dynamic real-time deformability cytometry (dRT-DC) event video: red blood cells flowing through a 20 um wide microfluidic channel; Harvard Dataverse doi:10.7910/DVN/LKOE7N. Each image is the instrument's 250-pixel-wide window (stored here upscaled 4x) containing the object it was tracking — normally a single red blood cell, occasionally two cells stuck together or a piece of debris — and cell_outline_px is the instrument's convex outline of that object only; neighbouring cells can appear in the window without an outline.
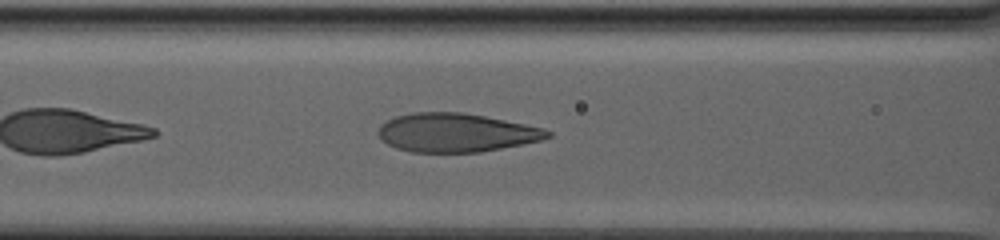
{"species": "human", "species_latin": "Homo sapiens", "temperature_condition": "warm", "stored_images_in_passage": 57, "camera_frame_rate_fps": 3000, "um_per_image_px": 0.085, "donor": {"sex": "male"}, "frame": {"image": 1, "passage_image": 10, "time_ms": 3.0, "image_size_px": [1000, 240], "cell_outline_px": [[552, 136], [540, 140], [524, 144], [480, 152], [412, 152], [396, 148], [388, 144], [376, 132], [380, 124], [396, 116], [412, 112], [464, 112], [544, 128], [552, 132]], "centroid_in_image_um": [38.76, 11.27], "position_along_channel_um": 127.8, "area_um2": 38.15}}
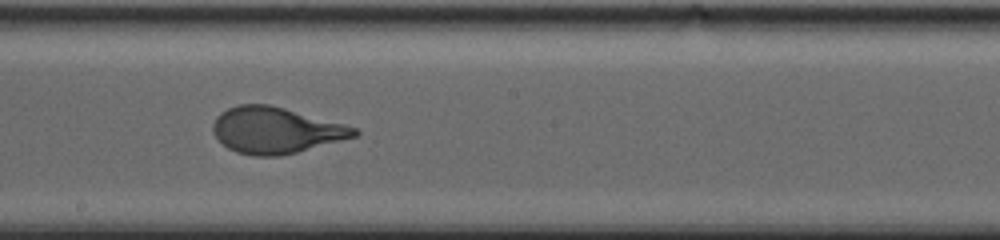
{"frame": {"image": 2, "passage_image": 22, "time_ms": 7.0, "image_size_px": [1000, 240], "cell_outline_px": [[360, 132], [356, 136], [296, 152], [280, 156], [252, 156], [236, 152], [228, 148], [212, 132], [212, 124], [216, 116], [220, 112], [228, 108], [240, 104], [268, 104], [284, 108], [344, 124], [356, 128]], "centroid_in_image_um": [23.39, 11.07], "position_along_channel_um": 224.8, "area_um2": 37.74}}
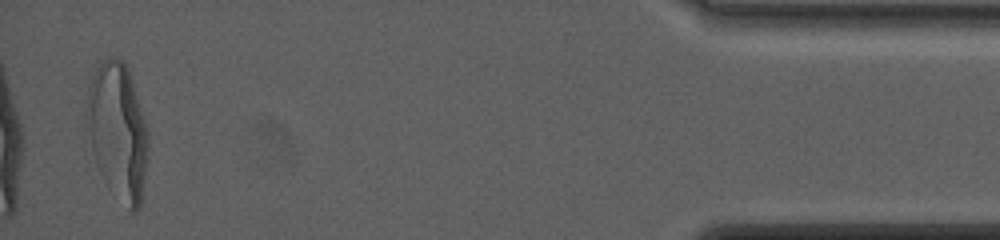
{"frame": {"image": 3, "passage_image": 55, "time_ms": 18.0, "image_size_px": [1000, 240], "cell_outline_px": [[148, 144], [140, 208], [136, 212], [132, 212], [104, 180], [96, 164], [92, 152], [84, 112], [88, 88], [92, 76], [96, 68], [108, 56], [116, 56], [128, 68], [144, 120], [148, 136]], "centroid_in_image_um": [9.97, 11.11], "position_along_channel_um": 425.2, "area_um2": 48.26}, "authors_computed_cell_mechanics": {"area_um2": 38.437, "velocity_mm_per_s": 2.4251, "shape_relaxation_time_tau1_ms": 8.0767, "shape_relaxation_time_tau2_ms": null, "deformation_change_tau1": 0.2819, "deformation_change_tau2": null}}